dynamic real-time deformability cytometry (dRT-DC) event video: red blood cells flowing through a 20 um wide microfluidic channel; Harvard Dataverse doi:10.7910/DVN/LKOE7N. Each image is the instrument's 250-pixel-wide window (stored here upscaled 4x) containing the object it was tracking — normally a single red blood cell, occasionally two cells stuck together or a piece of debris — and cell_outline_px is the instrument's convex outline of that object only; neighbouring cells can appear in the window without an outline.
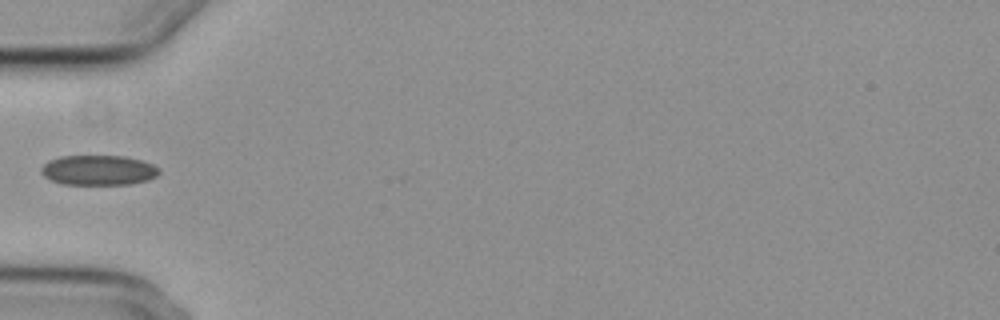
{"species": "common noctule bat (a hibernating species)", "species_latin": "Nyctalus noctula", "temperature_condition": "cold", "stored_images_in_passage": 5, "camera_frame_rate_fps": 3000, "um_per_image_px": 0.085, "animal": {"sex": "female", "body_mass_g": 29.2, "forearm_length_mm": 56.3}, "frame": {"image": 1, "passage_image": 5, "time_ms": 5.0, "image_size_px": [1000, 320], "cell_outline_px": [[160, 172], [156, 176], [148, 180], [132, 184], [60, 184], [44, 176], [40, 172], [40, 168], [48, 160], [60, 156], [124, 156], [140, 160], [152, 164], [160, 168]], "centroid_in_image_um": [8.36, 14.46], "position_along_channel_um": 76.6, "area_um2": 20.69}}